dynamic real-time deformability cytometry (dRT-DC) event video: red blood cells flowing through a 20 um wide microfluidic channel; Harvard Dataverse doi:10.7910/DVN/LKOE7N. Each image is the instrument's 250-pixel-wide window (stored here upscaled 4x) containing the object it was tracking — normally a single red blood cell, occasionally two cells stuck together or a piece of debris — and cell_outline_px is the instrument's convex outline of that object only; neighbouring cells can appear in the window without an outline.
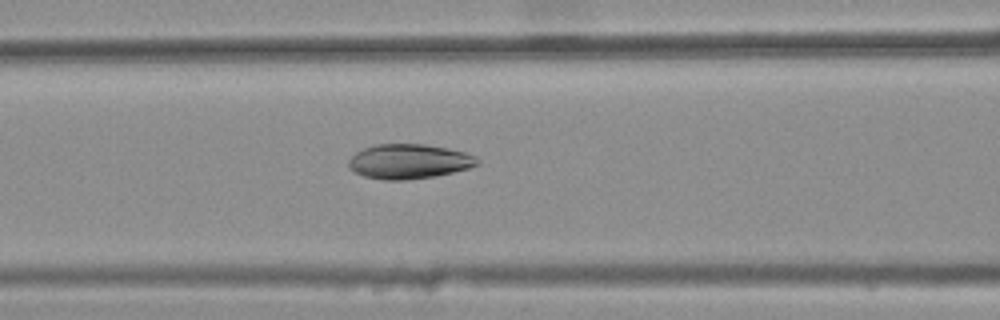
{"species": "common noctule bat (a hibernating species)", "species_latin": "Nyctalus noctula", "temperature_condition": "warm", "stored_images_in_passage": 45, "camera_frame_rate_fps": 3000, "um_per_image_px": 0.085, "animal": {"sex": "female", "body_mass_g": 25.1}, "frame": {"image": 1, "passage_image": 21, "time_ms": 6.667, "image_size_px": [1000, 320], "cell_outline_px": [[480, 164], [468, 168], [436, 176], [408, 180], [384, 180], [364, 176], [352, 172], [348, 168], [348, 160], [356, 152], [364, 148], [376, 144], [424, 144], [448, 148], [464, 152], [476, 156], [480, 160]], "centroid_in_image_um": [34.75, 13.73], "position_along_channel_um": 131.9, "area_um2": 26.24}}
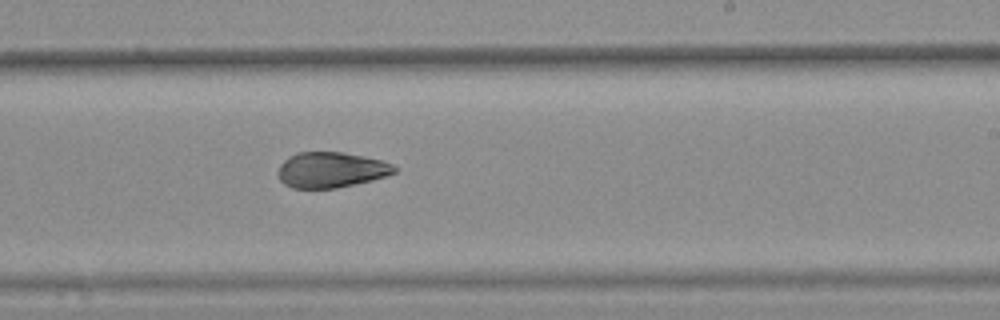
{"frame": {"image": 2, "passage_image": 31, "time_ms": 10.0, "image_size_px": [1000, 320], "cell_outline_px": [[396, 172], [372, 180], [336, 188], [292, 188], [284, 184], [280, 180], [276, 172], [280, 164], [288, 156], [296, 152], [340, 152], [364, 156], [380, 160], [392, 164], [396, 168]], "centroid_in_image_um": [28.08, 14.43], "position_along_channel_um": 260.9, "area_um2": 24.1}}
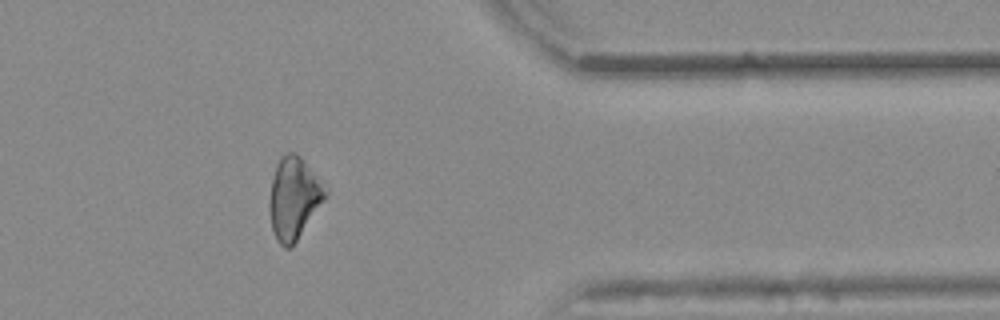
{"frame": {"image": 3, "passage_image": 42, "time_ms": 13.667, "image_size_px": [1000, 320], "cell_outline_px": [[328, 196], [296, 240], [288, 248], [284, 248], [276, 240], [272, 228], [268, 208], [268, 200], [272, 180], [276, 164], [280, 156], [284, 152], [296, 152], [300, 156], [328, 192]], "centroid_in_image_um": [24.94, 16.83], "position_along_channel_um": 386.5, "area_um2": 26.47}, "authors_computed_cell_mechanics": {"area_um2": 26.2412, "velocity_mm_per_s": 3.8813, "shape_relaxation_time_tau1_ms": null, "shape_relaxation_time_tau2_ms": 4.2023, "deformation_change_tau1": null, "deformation_change_tau2": 0.0786}}